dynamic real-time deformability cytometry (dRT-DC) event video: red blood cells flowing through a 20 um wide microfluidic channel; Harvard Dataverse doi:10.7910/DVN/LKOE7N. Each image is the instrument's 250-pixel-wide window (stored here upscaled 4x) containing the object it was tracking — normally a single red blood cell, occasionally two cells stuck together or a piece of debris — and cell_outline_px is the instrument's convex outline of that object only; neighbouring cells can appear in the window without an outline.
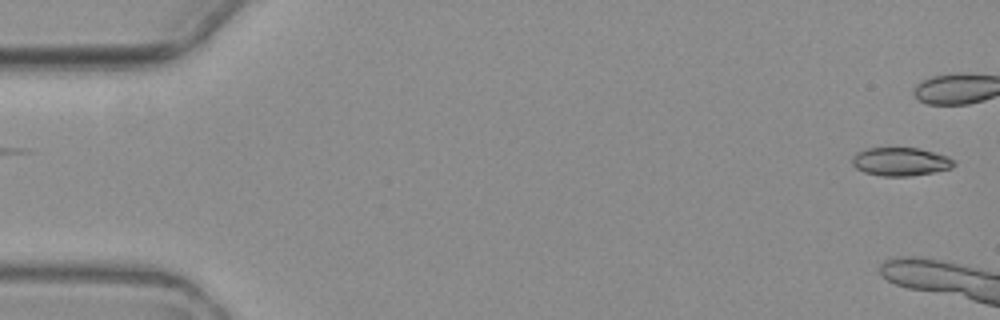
{"species": "common noctule bat (a hibernating species)", "species_latin": "Nyctalus noctula", "temperature_condition": "warm", "stored_images_in_passage": 3, "camera_frame_rate_fps": 3000, "um_per_image_px": 0.085, "animal": {"sex": "female", "body_mass_g": 19.3, "forearm_length_mm": 54.1}, "frame": {"image": 1, "passage_image": 1, "time_ms": 0.0, "image_size_px": [1000, 320], "cell_outline_px": [[956, 164], [952, 168], [932, 172], [908, 176], [880, 176], [864, 172], [856, 168], [852, 164], [852, 156], [856, 152], [868, 148], [920, 148], [948, 156]], "centroid_in_image_um": [76.52, 13.73], "position_along_channel_um": 8.5, "area_um2": 16.82}}